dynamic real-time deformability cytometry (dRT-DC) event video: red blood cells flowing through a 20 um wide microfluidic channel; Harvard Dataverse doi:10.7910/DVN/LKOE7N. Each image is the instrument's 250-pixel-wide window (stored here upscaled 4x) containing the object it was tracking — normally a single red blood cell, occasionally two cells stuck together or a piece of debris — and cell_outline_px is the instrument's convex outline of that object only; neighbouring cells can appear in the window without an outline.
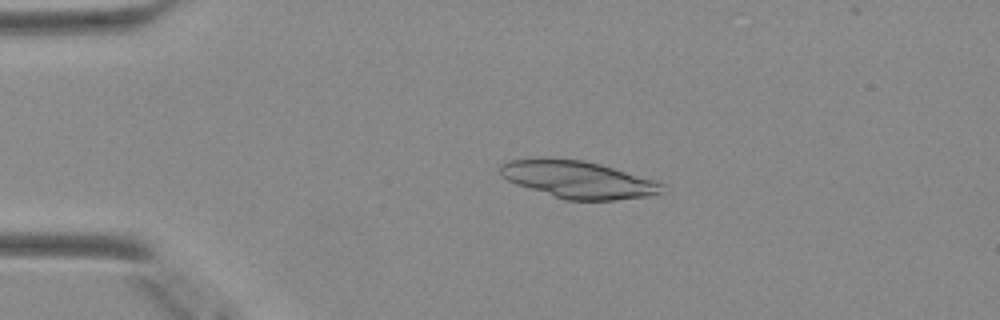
{"species": "Egyptian fruit bat (a non-hibernating species)", "species_latin": "Rousettus aegyptiacus", "temperature_condition": "warm", "stored_images_in_passage": 40, "camera_frame_rate_fps": 3000, "um_per_image_px": 0.085, "animal": {"sex": "female"}, "frame": {"image": 1, "passage_image": 2, "time_ms": 0.333, "image_size_px": [1000, 320], "cell_outline_px": [[664, 184], [660, 192], [648, 196], [616, 200], [568, 200], [516, 184], [508, 180], [500, 172], [500, 164], [508, 160], [536, 156], [548, 156], [584, 160], [600, 164], [660, 180]], "centroid_in_image_um": [49.14, 15.22], "position_along_channel_um": 35.9, "area_um2": 35.72}}
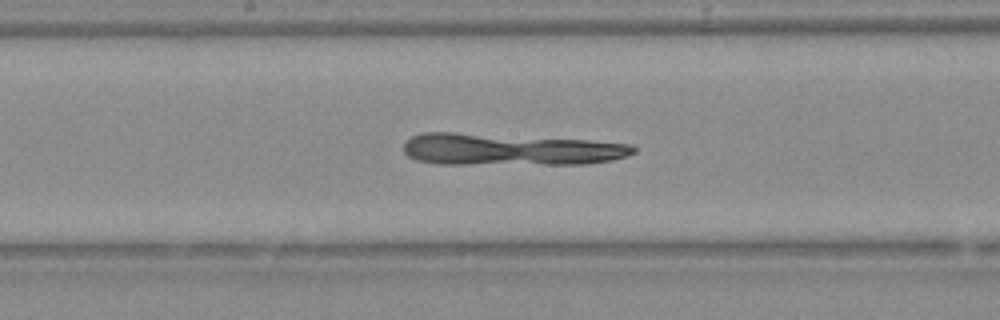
{"frame": {"image": 2, "passage_image": 17, "time_ms": 5.333, "image_size_px": [1000, 320], "cell_outline_px": [[636, 152], [628, 156], [612, 160], [588, 164], [436, 164], [416, 160], [408, 156], [404, 152], [404, 144], [412, 136], [424, 132], [452, 132], [588, 140], [632, 144], [636, 148]], "centroid_in_image_um": [43.37, 12.71], "position_along_channel_um": 204.8, "area_um2": 42.95}}
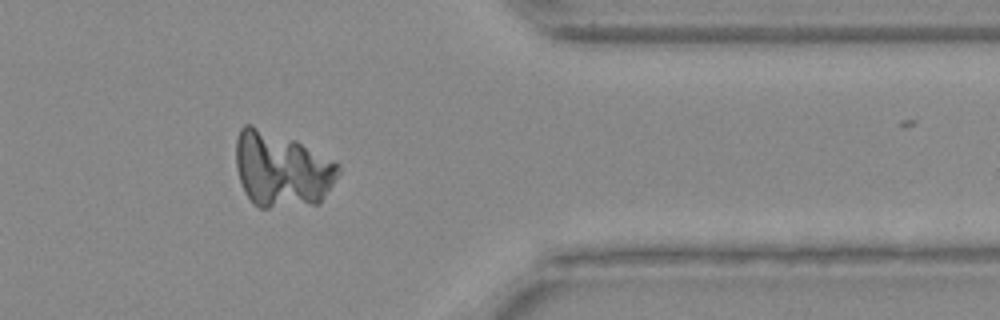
{"frame": {"image": 3, "passage_image": 31, "time_ms": 10.0, "image_size_px": [1000, 320], "cell_outline_px": [[340, 172], [320, 204], [268, 208], [260, 208], [252, 204], [244, 192], [236, 168], [236, 140], [240, 128], [244, 124], [252, 124], [296, 140], [340, 164]], "centroid_in_image_um": [23.93, 14.41], "position_along_channel_um": 387.5, "area_um2": 45.37}}